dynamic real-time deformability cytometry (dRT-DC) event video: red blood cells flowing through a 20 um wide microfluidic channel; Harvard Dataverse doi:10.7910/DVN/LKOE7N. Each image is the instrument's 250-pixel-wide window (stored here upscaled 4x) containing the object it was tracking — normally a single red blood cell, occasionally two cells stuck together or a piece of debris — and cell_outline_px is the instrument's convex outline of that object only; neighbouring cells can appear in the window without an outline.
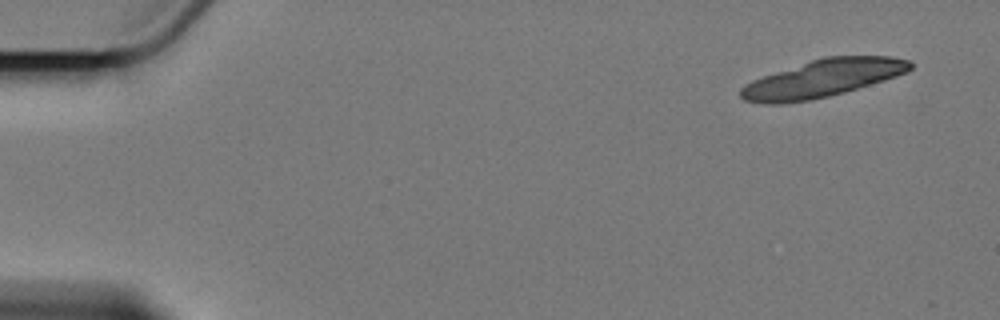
{"species": "Egyptian fruit bat (a non-hibernating species)", "species_latin": "Rousettus aegyptiacus", "temperature_condition": "cold", "stored_images_in_passage": 2, "camera_frame_rate_fps": 3000, "um_per_image_px": 0.085, "animal": {"sex": "female"}, "frame": {"image": 1, "passage_image": 2, "time_ms": 1.333, "image_size_px": [1000, 320], "cell_outline_px": [[912, 68], [908, 72], [884, 80], [844, 92], [812, 100], [784, 104], [764, 104], [744, 100], [740, 96], [740, 88], [744, 84], [752, 80], [824, 56], [892, 56], [908, 60], [912, 64]], "centroid_in_image_um": [69.92, 6.68], "position_along_channel_um": 15.1, "area_um2": 36.88}}